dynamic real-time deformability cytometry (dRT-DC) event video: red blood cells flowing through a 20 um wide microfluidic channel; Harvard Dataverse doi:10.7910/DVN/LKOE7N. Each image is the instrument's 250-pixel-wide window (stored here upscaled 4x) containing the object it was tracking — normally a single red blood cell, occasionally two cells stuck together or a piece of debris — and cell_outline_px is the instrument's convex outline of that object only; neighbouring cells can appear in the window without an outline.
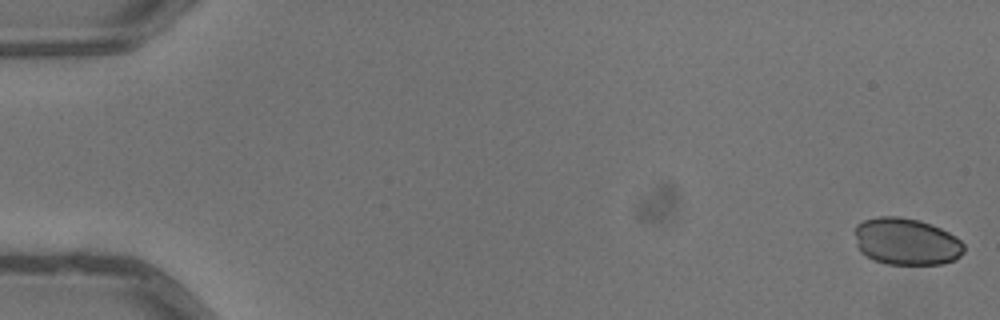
{"species": "common noctule bat (a hibernating species)", "species_latin": "Nyctalus noctula", "temperature_condition": "warm", "stored_images_in_passage": 6, "camera_frame_rate_fps": 3000, "um_per_image_px": 0.085, "animal": {"sex": "male", "body_mass_g": 13.3}, "frame": {"image": 1, "passage_image": 1, "time_ms": 0.0, "image_size_px": [1000, 320], "cell_outline_px": [[964, 252], [956, 260], [940, 264], [888, 264], [872, 260], [860, 252], [856, 244], [856, 224], [864, 220], [880, 216], [900, 216], [920, 220], [932, 224], [956, 236], [964, 244]], "centroid_in_image_um": [77.04, 20.53], "position_along_channel_um": 8.0, "area_um2": 30.17}}
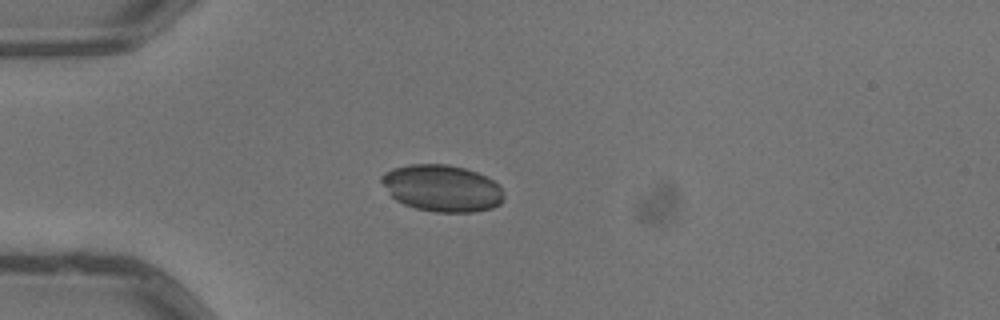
{"frame": {"image": 2, "passage_image": 5, "time_ms": 1.333, "image_size_px": [1000, 320], "cell_outline_px": [[504, 200], [500, 204], [492, 208], [476, 212], [436, 212], [416, 208], [404, 204], [396, 200], [388, 192], [380, 180], [380, 176], [384, 172], [392, 168], [408, 164], [448, 164], [464, 168], [476, 172], [500, 184], [504, 192]], "centroid_in_image_um": [37.58, 15.99], "position_along_channel_um": 47.4, "area_um2": 33.58}}